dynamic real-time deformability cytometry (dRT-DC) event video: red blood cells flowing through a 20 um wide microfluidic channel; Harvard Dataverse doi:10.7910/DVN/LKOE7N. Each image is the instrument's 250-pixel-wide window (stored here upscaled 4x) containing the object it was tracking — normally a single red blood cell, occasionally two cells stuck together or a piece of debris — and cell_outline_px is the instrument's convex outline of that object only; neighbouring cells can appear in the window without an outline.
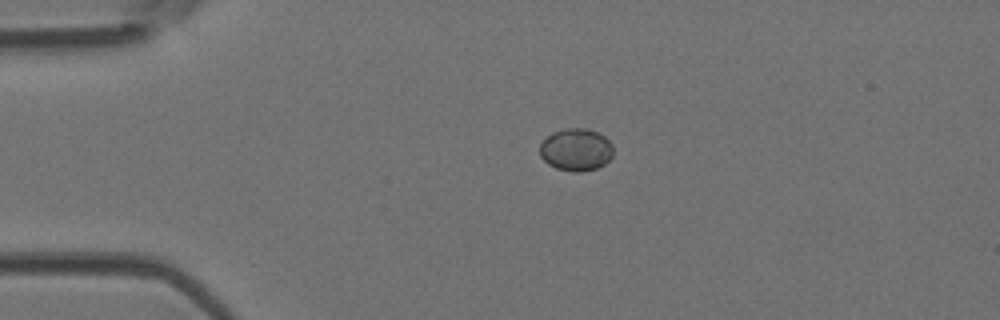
{"species": "Egyptian fruit bat (a non-hibernating species)", "species_latin": "Rousettus aegyptiacus", "temperature_condition": "room temperature", "stored_images_in_passage": 5, "camera_frame_rate_fps": 3000, "um_per_image_px": 0.085, "animal": {"sex": "female"}, "frame": {"image": 1, "passage_image": 5, "time_ms": 1.333, "image_size_px": [1000, 320], "cell_outline_px": [[612, 156], [604, 164], [596, 168], [580, 172], [572, 172], [556, 168], [548, 164], [540, 156], [540, 144], [552, 132], [564, 128], [588, 128], [604, 136], [612, 144]], "centroid_in_image_um": [48.95, 12.72], "position_along_channel_um": 36.1, "area_um2": 18.15}}